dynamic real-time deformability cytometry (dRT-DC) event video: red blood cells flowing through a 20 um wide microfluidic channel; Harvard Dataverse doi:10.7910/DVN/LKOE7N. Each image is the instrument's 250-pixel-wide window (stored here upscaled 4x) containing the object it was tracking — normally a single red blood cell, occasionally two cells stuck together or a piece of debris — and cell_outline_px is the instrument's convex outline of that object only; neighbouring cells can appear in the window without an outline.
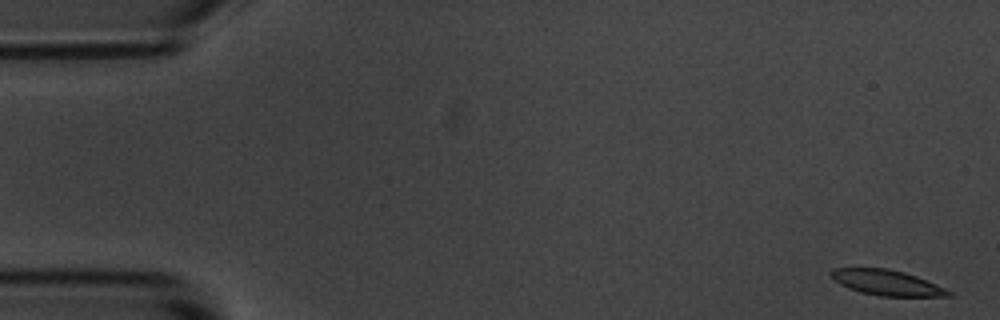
{"species": "common noctule bat (a hibernating species)", "species_latin": "Nyctalus noctula", "temperature_condition": "room temperature", "stored_images_in_passage": 5, "camera_frame_rate_fps": 3000, "um_per_image_px": 0.085, "animal": {"sex": "male", "body_mass_g": 20.1, "forearm_length_mm": 53.5}, "frame": {"image": 1, "passage_image": 1, "time_ms": 0.0, "image_size_px": [1000, 320], "cell_outline_px": [[952, 296], [880, 296], [860, 292], [848, 288], [840, 284], [828, 272], [832, 268], [888, 268], [904, 272], [916, 276], [936, 284], [952, 292]], "centroid_in_image_um": [75.36, 24.02], "position_along_channel_um": 9.6, "area_um2": 17.28}}
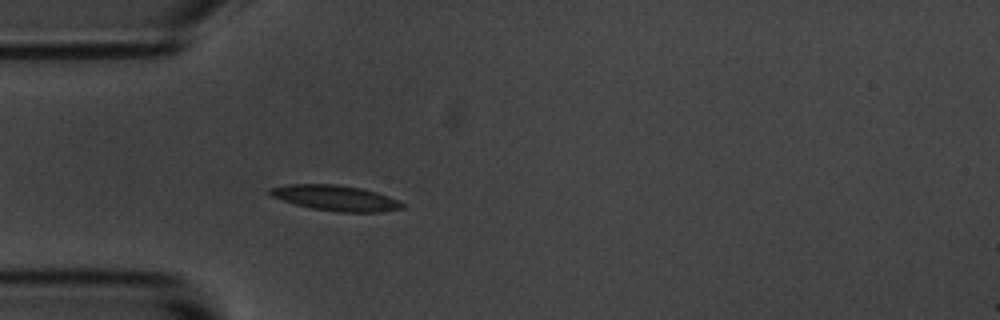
{"frame": {"image": 2, "passage_image": 5, "time_ms": 4.667, "image_size_px": [1000, 320], "cell_outline_px": [[404, 208], [376, 212], [336, 212], [312, 208], [296, 204], [272, 196], [268, 192], [268, 188], [288, 184], [336, 184], [360, 188], [376, 192], [396, 200], [404, 204]], "centroid_in_image_um": [28.49, 16.82], "position_along_channel_um": 56.5, "area_um2": 19.36}}